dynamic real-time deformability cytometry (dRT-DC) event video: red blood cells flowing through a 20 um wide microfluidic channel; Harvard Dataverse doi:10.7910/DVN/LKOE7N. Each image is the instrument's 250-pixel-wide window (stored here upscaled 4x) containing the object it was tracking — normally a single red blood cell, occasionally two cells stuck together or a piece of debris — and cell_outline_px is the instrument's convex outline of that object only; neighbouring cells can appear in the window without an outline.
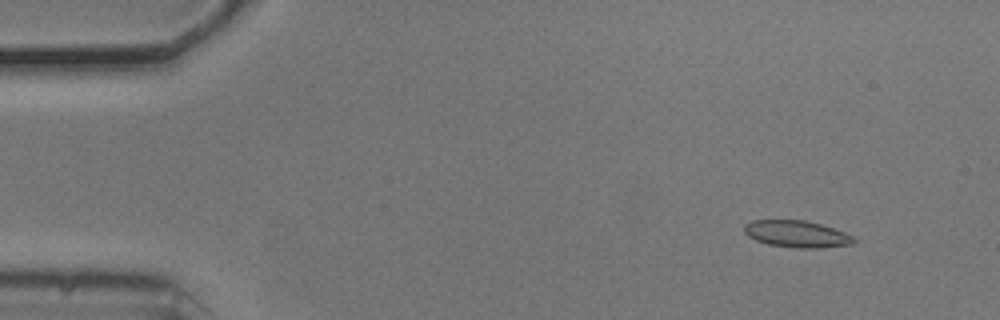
{"species": "common noctule bat (a hibernating species)", "species_latin": "Nyctalus noctula", "temperature_condition": "cold", "stored_images_in_passage": 55, "camera_frame_rate_fps": 3000, "um_per_image_px": 0.085, "animal": {"sex": "male", "body_mass_g": 20.5, "forearm_length_mm": 52.5}, "frame": {"image": 1, "passage_image": 6, "time_ms": 1.667, "image_size_px": [1000, 320], "cell_outline_px": [[856, 240], [852, 244], [820, 248], [796, 248], [768, 244], [756, 240], [748, 236], [744, 232], [744, 224], [752, 220], [804, 220], [820, 224], [844, 232], [852, 236]], "centroid_in_image_um": [67.7, 19.89], "position_along_channel_um": 17.3, "area_um2": 17.05}}
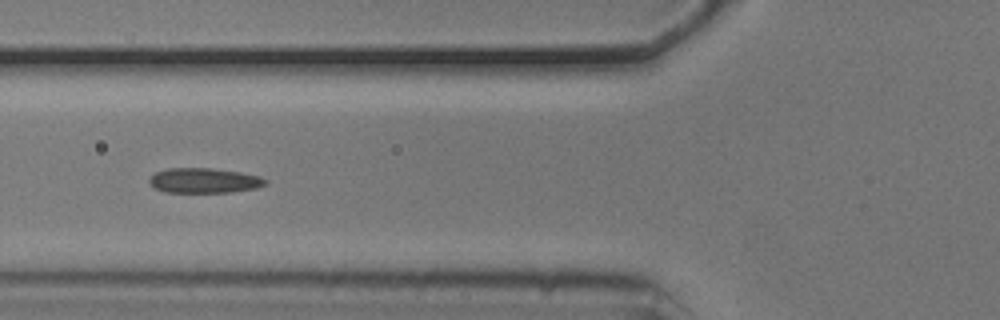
{"frame": {"image": 2, "passage_image": 21, "time_ms": 6.667, "image_size_px": [1000, 320], "cell_outline_px": [[268, 184], [256, 188], [232, 192], [164, 192], [156, 188], [148, 180], [156, 172], [168, 168], [212, 168], [240, 172], [260, 176], [268, 180]], "centroid_in_image_um": [17.4, 15.34], "position_along_channel_um": 108.4, "area_um2": 16.88}}
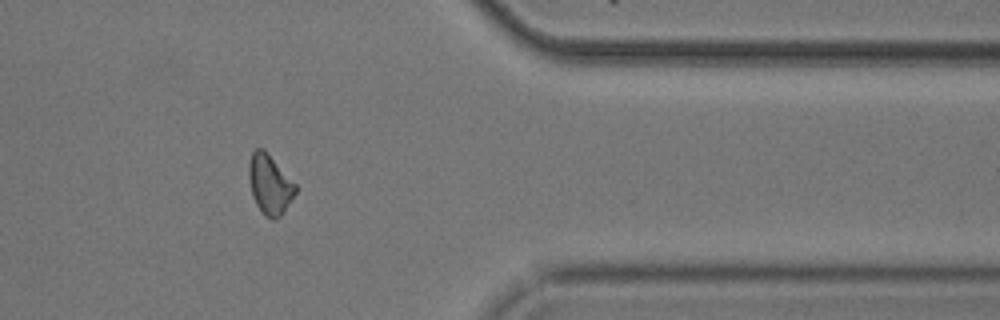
{"frame": {"image": 3, "passage_image": 45, "time_ms": 14.667, "image_size_px": [1000, 320], "cell_outline_px": [[296, 192], [284, 212], [280, 216], [272, 220], [264, 216], [256, 204], [252, 196], [248, 176], [248, 164], [252, 152], [256, 148], [264, 148], [268, 152], [296, 184]], "centroid_in_image_um": [22.91, 15.66], "position_along_channel_um": 388.5, "area_um2": 16.42}, "authors_computed_cell_mechanics": {"area_um2": 16.473, "velocity_mm_per_s": 3.7053, "shape_relaxation_time_tau1_ms": 3.9219, "shape_relaxation_time_tau2_ms": 2.2064, "deformation_change_tau1": 0.0916, "deformation_change_tau2": 0.0655}}